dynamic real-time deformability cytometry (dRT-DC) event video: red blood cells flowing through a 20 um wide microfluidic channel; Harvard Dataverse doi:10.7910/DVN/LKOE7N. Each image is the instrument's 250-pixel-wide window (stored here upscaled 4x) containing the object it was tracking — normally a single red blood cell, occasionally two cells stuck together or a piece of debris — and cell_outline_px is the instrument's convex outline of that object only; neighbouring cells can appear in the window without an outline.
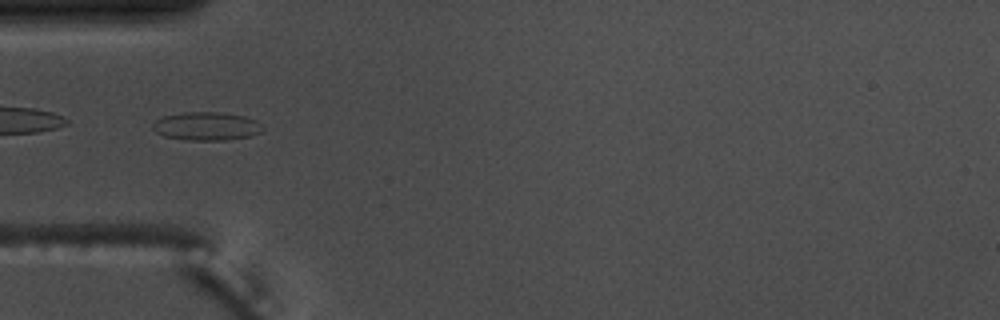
{"species": "common noctule bat (a hibernating species)", "species_latin": "Nyctalus noctula", "temperature_condition": "warm", "stored_images_in_passage": 53, "camera_frame_rate_fps": 3000, "um_per_image_px": 0.085, "animal": {"sex": "male", "body_mass_g": 17.5, "forearm_length_mm": 52.3}, "frame": {"image": 1, "passage_image": 17, "time_ms": 5.333, "image_size_px": [1000, 320], "cell_outline_px": [[264, 128], [260, 132], [252, 136], [224, 140], [184, 140], [164, 136], [156, 132], [152, 128], [152, 124], [156, 120], [164, 116], [184, 112], [220, 112], [244, 116], [256, 120]], "centroid_in_image_um": [17.55, 10.73], "position_along_channel_um": 67.5, "area_um2": 18.21}}
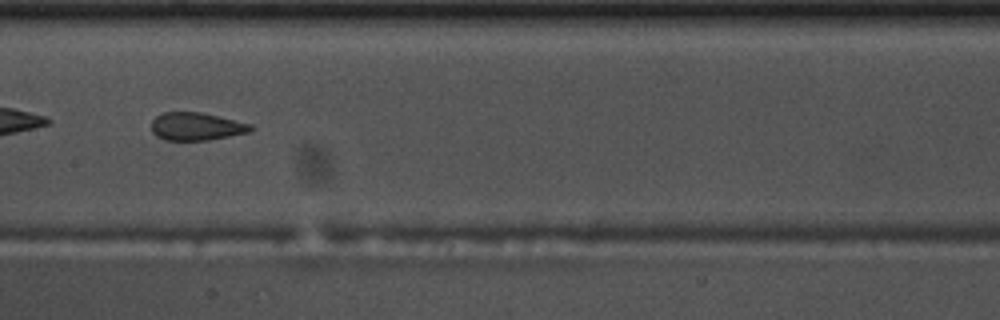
{"frame": {"image": 2, "passage_image": 27, "time_ms": 8.667, "image_size_px": [1000, 320], "cell_outline_px": [[252, 128], [248, 132], [208, 140], [164, 140], [156, 136], [152, 132], [152, 120], [156, 116], [164, 112], [200, 112], [252, 124]], "centroid_in_image_um": [16.64, 10.75], "position_along_channel_um": 190.8, "area_um2": 15.95}}
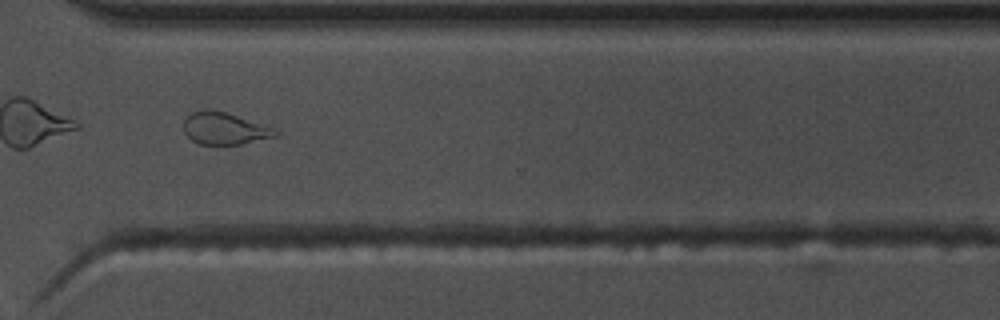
{"frame": {"image": 3, "passage_image": 40, "time_ms": 13.0, "image_size_px": [1000, 320], "cell_outline_px": [[280, 136], [240, 144], [200, 144], [192, 140], [184, 132], [184, 120], [192, 112], [208, 108], [224, 112], [276, 128], [280, 132]], "centroid_in_image_um": [19.13, 10.92], "position_along_channel_um": 351.5, "area_um2": 17.17}, "authors_computed_cell_mechanics": {"area_um2": 19.652, "velocity_mm_per_s": 3.7071, "shape_relaxation_time_tau1_ms": null, "shape_relaxation_time_tau2_ms": 1.1226, "deformation_change_tau1": null, "deformation_change_tau2": 0.0691}}